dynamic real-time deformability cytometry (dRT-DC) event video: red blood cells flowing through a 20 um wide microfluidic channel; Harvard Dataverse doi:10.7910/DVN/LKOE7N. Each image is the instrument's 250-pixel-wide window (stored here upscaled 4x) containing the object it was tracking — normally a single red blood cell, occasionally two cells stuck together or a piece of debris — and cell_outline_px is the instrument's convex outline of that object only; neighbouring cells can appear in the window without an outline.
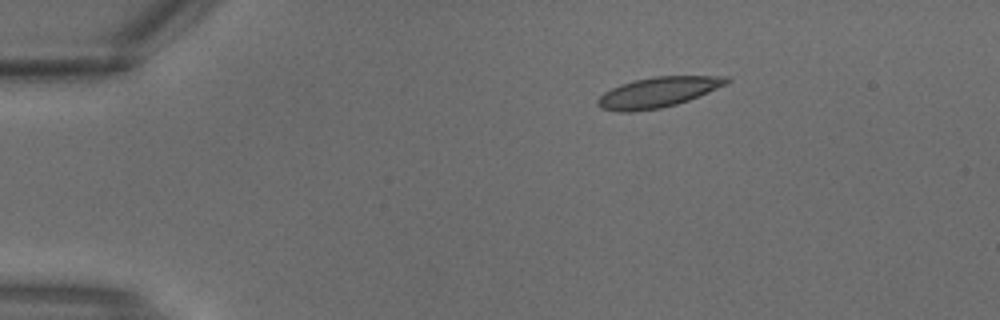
{"species": "common noctule bat (a hibernating species)", "species_latin": "Nyctalus noctula", "temperature_condition": "warm", "stored_images_in_passage": 2, "camera_frame_rate_fps": 3000, "um_per_image_px": 0.085, "animal": {"sex": "male", "body_mass_g": 18.8}, "frame": {"image": 1, "passage_image": 2, "time_ms": 0.333, "image_size_px": [1000, 320], "cell_outline_px": [[732, 80], [728, 84], [688, 100], [676, 104], [660, 108], [636, 112], [616, 112], [600, 108], [596, 104], [596, 100], [604, 92], [620, 84], [636, 80], [656, 76], [728, 76]], "centroid_in_image_um": [55.91, 7.85], "position_along_channel_um": 29.1, "area_um2": 22.83}}